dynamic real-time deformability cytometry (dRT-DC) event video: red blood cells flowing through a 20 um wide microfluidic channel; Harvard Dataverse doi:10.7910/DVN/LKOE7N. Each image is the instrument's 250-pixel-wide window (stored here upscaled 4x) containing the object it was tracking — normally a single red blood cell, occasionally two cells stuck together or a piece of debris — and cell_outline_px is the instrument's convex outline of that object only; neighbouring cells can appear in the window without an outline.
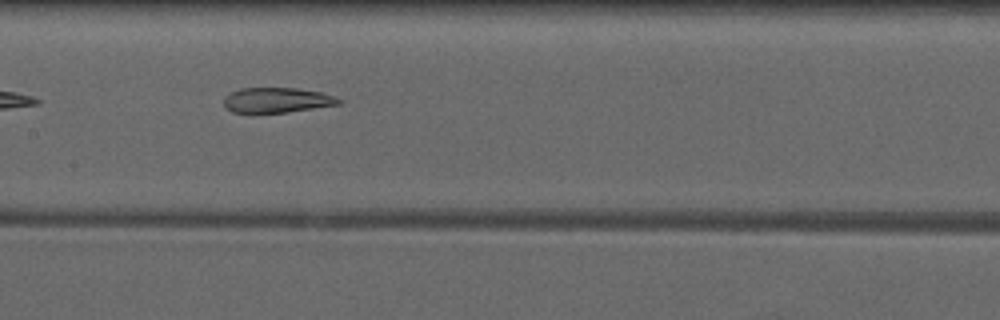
{"species": "common noctule bat (a hibernating species)", "species_latin": "Nyctalus noctula", "temperature_condition": "warm", "stored_images_in_passage": 9, "camera_frame_rate_fps": 3000, "um_per_image_px": 0.085, "animal": {"sex": "male", "forearm_length_mm": 52.5}, "frame": {"image": 1, "passage_image": 7, "time_ms": 7.333, "image_size_px": [1000, 320], "cell_outline_px": [[340, 104], [288, 112], [252, 116], [232, 112], [224, 108], [224, 96], [228, 92], [240, 88], [296, 88], [320, 92], [332, 96], [340, 100]], "centroid_in_image_um": [23.38, 8.55], "position_along_channel_um": 184.0, "area_um2": 17.51}}
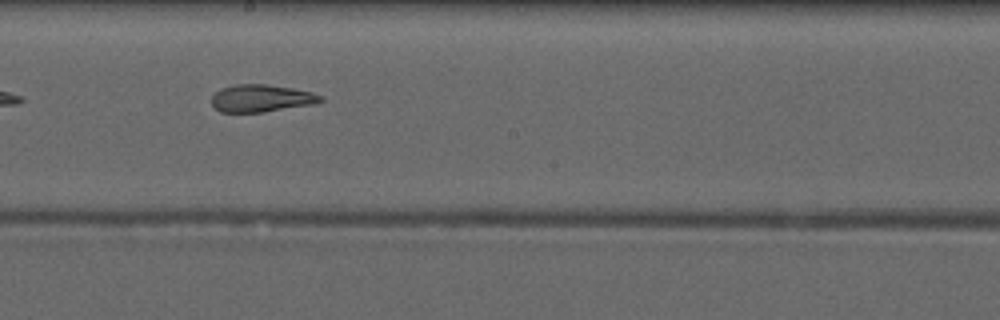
{"frame": {"image": 2, "passage_image": 8, "time_ms": 8.333, "image_size_px": [1000, 320], "cell_outline_px": [[324, 100], [312, 104], [264, 112], [220, 112], [212, 104], [212, 96], [220, 88], [236, 84], [268, 84], [292, 88], [312, 92], [324, 96]], "centroid_in_image_um": [22.21, 8.34], "position_along_channel_um": 226.0, "area_um2": 17.4}}
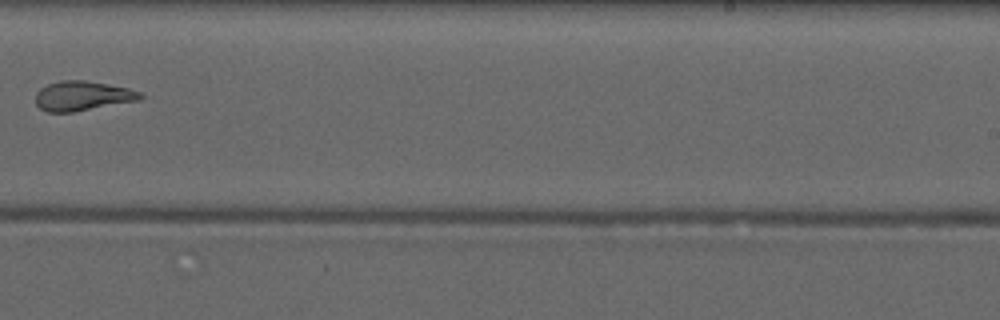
{"frame": {"image": 3, "passage_image": 9, "time_ms": 9.667, "image_size_px": [1000, 320], "cell_outline_px": [[144, 96], [140, 100], [72, 112], [48, 112], [40, 108], [36, 104], [36, 92], [40, 88], [48, 84], [60, 80], [84, 80], [108, 84], [128, 88], [140, 92]], "centroid_in_image_um": [7.0, 8.14], "position_along_channel_um": 282.0, "area_um2": 18.03}}